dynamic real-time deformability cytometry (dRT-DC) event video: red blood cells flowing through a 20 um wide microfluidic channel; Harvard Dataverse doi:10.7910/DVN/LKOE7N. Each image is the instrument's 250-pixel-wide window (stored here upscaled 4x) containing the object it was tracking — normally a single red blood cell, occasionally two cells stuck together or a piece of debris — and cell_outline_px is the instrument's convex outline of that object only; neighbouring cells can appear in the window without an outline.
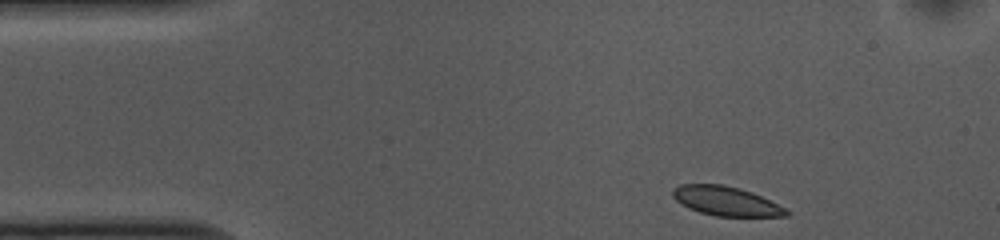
{"species": "common noctule bat (a hibernating species)", "species_latin": "Nyctalus noctula", "temperature_condition": "cold", "stored_images_in_passage": 42, "camera_frame_rate_fps": 3000, "um_per_image_px": 0.085, "animal": {"sex": "female", "body_mass_g": 10.0, "forearm_length_mm": 53.1}, "frame": {"image": 1, "passage_image": 1, "time_ms": 0.0, "image_size_px": [1000, 240], "cell_outline_px": [[792, 212], [788, 216], [716, 216], [700, 212], [688, 208], [676, 200], [672, 196], [672, 188], [680, 184], [724, 184], [740, 188], [752, 192]], "centroid_in_image_um": [61.68, 17.08], "position_along_channel_um": 23.3, "area_um2": 19.31}}
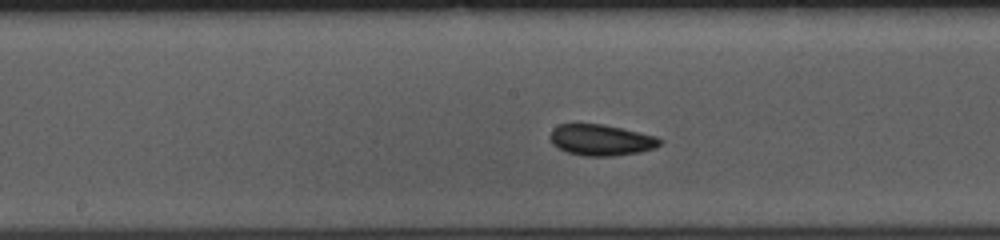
{"frame": {"image": 2, "passage_image": 20, "time_ms": 6.333, "image_size_px": [1000, 240], "cell_outline_px": [[664, 140], [656, 148], [640, 152], [612, 156], [584, 156], [568, 152], [552, 144], [548, 136], [552, 128], [560, 124], [604, 124], [656, 136]], "centroid_in_image_um": [51.09, 11.9], "position_along_channel_um": 197.1, "area_um2": 20.0}}
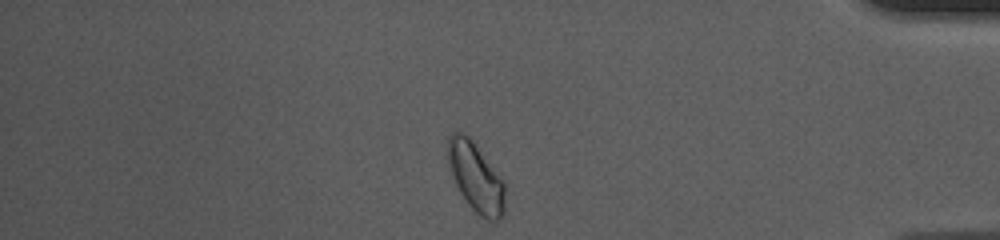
{"frame": {"image": 3, "passage_image": 39, "time_ms": 12.667, "image_size_px": [1000, 240], "cell_outline_px": [[504, 212], [496, 220], [488, 220], [480, 216], [468, 204], [460, 192], [456, 184], [444, 156], [448, 136], [452, 132], [464, 132], [472, 140], [504, 184]], "centroid_in_image_um": [40.36, 15.01], "position_along_channel_um": 394.8, "area_um2": 22.77}, "authors_computed_cell_mechanics": {"area_um2": 19.9121, "velocity_mm_per_s": 3.6767, "shape_relaxation_time_tau1_ms": 3.0969, "shape_relaxation_time_tau2_ms": null, "deformation_change_tau1": 0.0669, "deformation_change_tau2": null}}